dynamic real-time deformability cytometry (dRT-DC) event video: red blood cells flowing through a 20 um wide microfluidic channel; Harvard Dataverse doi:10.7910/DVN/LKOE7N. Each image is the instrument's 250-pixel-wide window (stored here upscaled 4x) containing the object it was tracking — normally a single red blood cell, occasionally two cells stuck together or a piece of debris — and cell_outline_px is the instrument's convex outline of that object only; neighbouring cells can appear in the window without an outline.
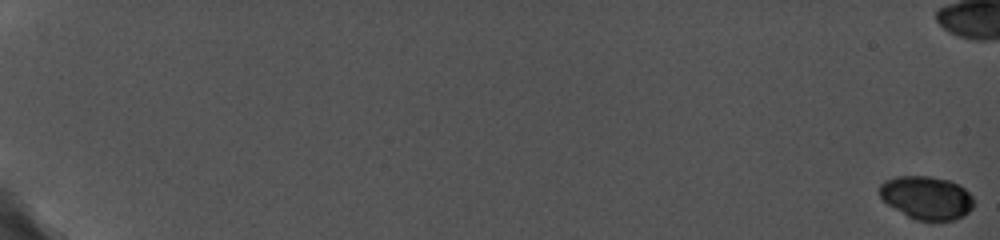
{"species": "common noctule bat (a hibernating species)", "species_latin": "Nyctalus noctula", "temperature_condition": "cold", "stored_images_in_passage": 30, "camera_frame_rate_fps": 5000, "um_per_image_px": 0.085, "animal": {"sex": "female", "body_mass_g": 19.0, "forearm_length_mm": 56.7}, "frame": {"image": 1, "passage_image": 1, "time_ms": 0.0, "image_size_px": [1000, 240], "cell_outline_px": [[976, 204], [964, 216], [952, 220], [916, 220], [908, 216], [888, 204], [880, 196], [880, 184], [884, 180], [896, 176], [932, 176], [948, 180], [964, 188], [976, 200]], "centroid_in_image_um": [78.79, 16.79], "position_along_channel_um": 6.2, "area_um2": 23.7}}